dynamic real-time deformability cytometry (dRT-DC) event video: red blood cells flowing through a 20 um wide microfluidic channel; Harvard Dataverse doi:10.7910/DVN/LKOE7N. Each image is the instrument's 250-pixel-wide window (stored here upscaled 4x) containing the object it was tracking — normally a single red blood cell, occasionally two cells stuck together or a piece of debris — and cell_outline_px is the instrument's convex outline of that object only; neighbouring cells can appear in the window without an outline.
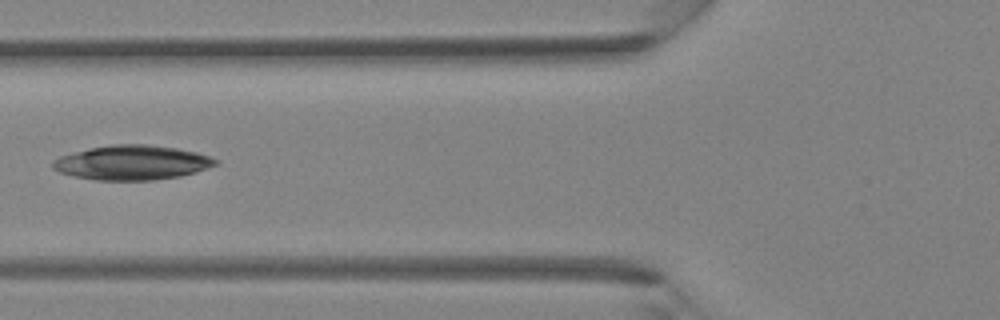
{"species": "Egyptian fruit bat (a non-hibernating species)", "species_latin": "Rousettus aegyptiacus", "temperature_condition": "room temperature", "stored_images_in_passage": 4, "camera_frame_rate_fps": 3000, "um_per_image_px": 0.085, "animal": {"sex": "female"}, "frame": {"image": 1, "passage_image": 4, "time_ms": 1.0, "image_size_px": [1000, 320], "cell_outline_px": [[220, 164], [196, 172], [180, 176], [152, 180], [96, 180], [72, 176], [60, 172], [52, 168], [52, 160], [60, 156], [72, 152], [88, 148], [112, 144], [148, 144], [176, 148], [196, 152], [220, 160]], "centroid_in_image_um": [11.22, 13.82], "position_along_channel_um": 114.6, "area_um2": 33.0}}